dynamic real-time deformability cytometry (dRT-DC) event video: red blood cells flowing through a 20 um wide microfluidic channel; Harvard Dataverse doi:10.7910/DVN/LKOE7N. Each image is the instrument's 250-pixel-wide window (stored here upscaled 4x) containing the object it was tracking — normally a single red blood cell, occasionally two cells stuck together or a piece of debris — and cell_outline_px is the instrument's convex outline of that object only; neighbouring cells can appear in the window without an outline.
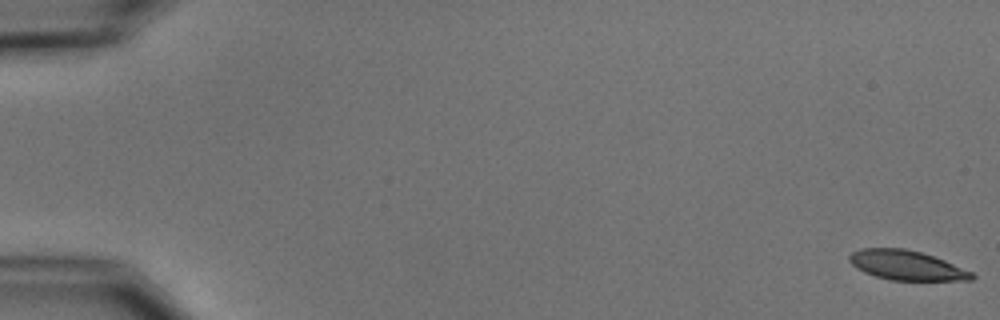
{"species": "common noctule bat (a hibernating species)", "species_latin": "Nyctalus noctula", "temperature_condition": "cold", "stored_images_in_passage": 5, "camera_frame_rate_fps": 3000, "um_per_image_px": 0.085, "animal": {"sex": "male", "body_mass_g": 15.6}, "frame": {"image": 1, "passage_image": 1, "time_ms": 0.0, "image_size_px": [1000, 320], "cell_outline_px": [[976, 276], [972, 280], [892, 280], [876, 276], [864, 272], [856, 268], [848, 260], [848, 256], [852, 252], [860, 248], [904, 248], [920, 252], [944, 260], [972, 272]], "centroid_in_image_um": [77.03, 22.54], "position_along_channel_um": 8.0, "area_um2": 20.98}}
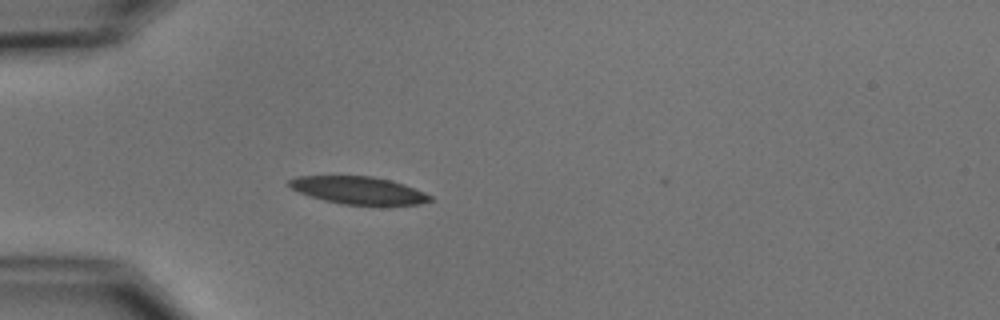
{"frame": {"image": 2, "passage_image": 5, "time_ms": 5.333, "image_size_px": [1000, 320], "cell_outline_px": [[432, 200], [420, 204], [344, 204], [324, 200], [300, 192], [284, 184], [288, 180], [296, 176], [372, 176], [392, 180], [404, 184], [424, 192], [432, 196]], "centroid_in_image_um": [30.45, 16.15], "position_along_channel_um": 54.6, "area_um2": 22.37}}